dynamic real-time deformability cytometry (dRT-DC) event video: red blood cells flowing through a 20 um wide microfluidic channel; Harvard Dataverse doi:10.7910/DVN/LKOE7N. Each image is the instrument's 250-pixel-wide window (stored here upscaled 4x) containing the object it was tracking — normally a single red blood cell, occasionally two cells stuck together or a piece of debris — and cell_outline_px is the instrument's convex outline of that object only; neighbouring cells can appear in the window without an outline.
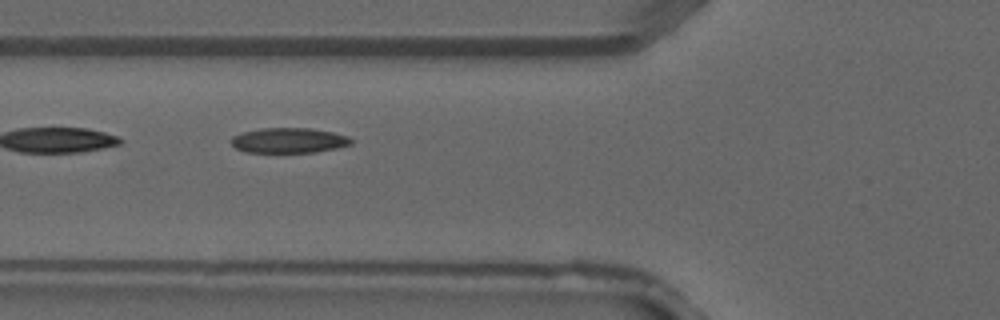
{"species": "common noctule bat (a hibernating species)", "species_latin": "Nyctalus noctula", "temperature_condition": "warm", "stored_images_in_passage": 3, "camera_frame_rate_fps": 3000, "um_per_image_px": 0.085, "animal": {"sex": "male", "forearm_length_mm": 52.5}, "frame": {"image": 1, "passage_image": 3, "time_ms": 0.667, "image_size_px": [1000, 320], "cell_outline_px": [[352, 144], [336, 148], [316, 152], [244, 152], [236, 148], [232, 144], [232, 136], [244, 132], [260, 128], [312, 128], [332, 132], [348, 136], [352, 140]], "centroid_in_image_um": [24.56, 11.93], "position_along_channel_um": 101.2, "area_um2": 17.51}}